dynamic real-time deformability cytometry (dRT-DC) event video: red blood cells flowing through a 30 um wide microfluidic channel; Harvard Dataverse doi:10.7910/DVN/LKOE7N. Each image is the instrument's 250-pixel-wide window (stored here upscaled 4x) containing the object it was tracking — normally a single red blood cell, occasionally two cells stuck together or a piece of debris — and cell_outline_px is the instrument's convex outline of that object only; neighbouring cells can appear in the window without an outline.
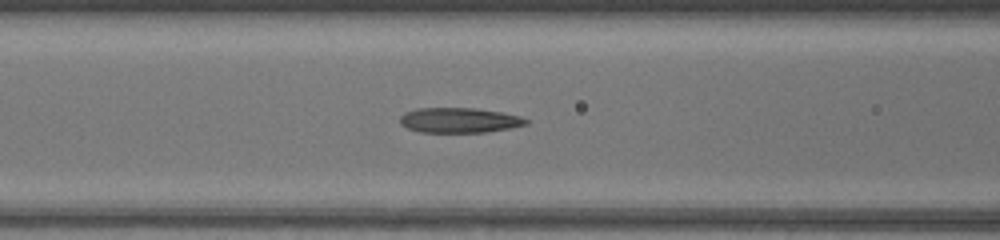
{"species": "common noctule bat (a hibernating species)", "species_latin": "Nyctalus noctula", "temperature_condition": "warm", "stored_images_in_passage": 47, "segment_of_instrument_passage": [1, 2], "camera_frame_rate_fps": 3000, "um_per_image_px": 0.085, "animal": {"sex": "female", "body_mass_g": 17.0, "forearm_length_mm": 48.0}, "frame": {"image": 1, "passage_image": 20, "time_ms": 6.333, "image_size_px": [1000, 240], "cell_outline_px": [[528, 124], [512, 128], [488, 132], [420, 132], [408, 128], [400, 124], [400, 116], [404, 112], [416, 108], [476, 108], [500, 112], [520, 116], [528, 120]], "centroid_in_image_um": [39.03, 10.22], "position_along_channel_um": 127.6, "area_um2": 18.5}}
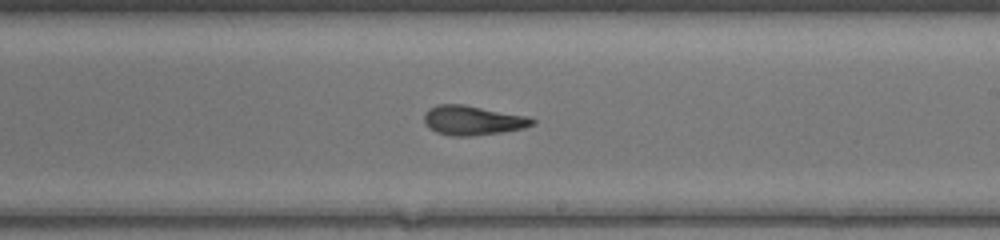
{"frame": {"image": 2, "passage_image": 28, "time_ms": 9.0, "image_size_px": [1000, 240], "cell_outline_px": [[536, 124], [524, 128], [504, 132], [468, 136], [452, 136], [436, 132], [428, 128], [424, 124], [424, 112], [428, 108], [436, 104], [464, 104], [528, 116], [536, 120]], "centroid_in_image_um": [40.17, 10.22], "position_along_channel_um": 248.8, "area_um2": 18.9}}
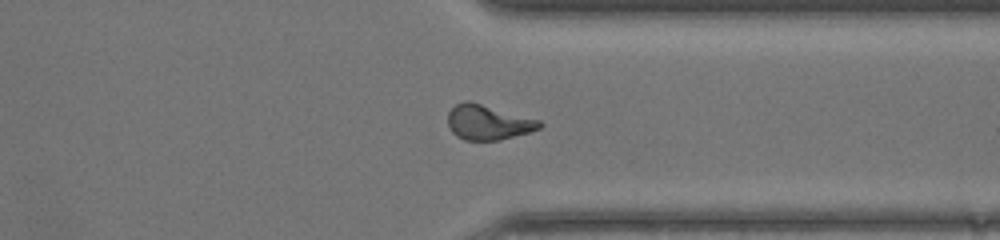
{"frame": {"image": 3, "passage_image": 36, "time_ms": 11.667, "image_size_px": [1000, 240], "cell_outline_px": [[544, 124], [540, 128], [528, 132], [500, 140], [464, 140], [456, 136], [452, 132], [448, 124], [448, 112], [456, 104], [464, 100], [468, 100], [540, 120]], "centroid_in_image_um": [41.47, 10.39], "position_along_channel_um": 369.9, "area_um2": 18.61}}